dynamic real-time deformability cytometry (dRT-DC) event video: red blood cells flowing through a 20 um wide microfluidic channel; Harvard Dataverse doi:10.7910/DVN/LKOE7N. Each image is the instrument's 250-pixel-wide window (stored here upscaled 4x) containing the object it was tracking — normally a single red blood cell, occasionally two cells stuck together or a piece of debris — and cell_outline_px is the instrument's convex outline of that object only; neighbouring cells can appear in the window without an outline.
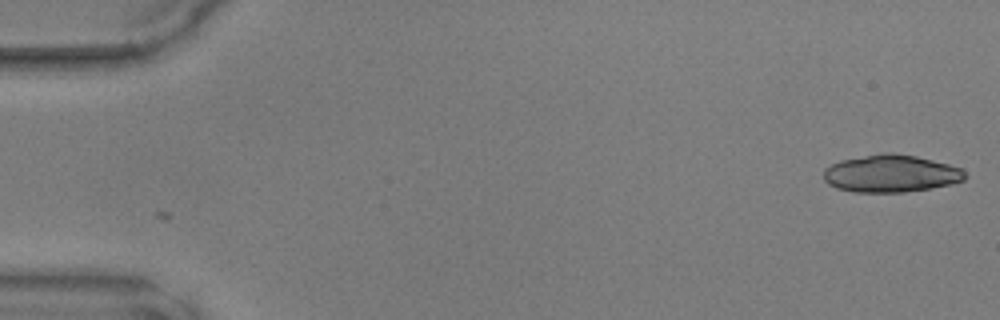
{"species": "common noctule bat (a hibernating species)", "species_latin": "Nyctalus noctula", "temperature_condition": "warm", "stored_images_in_passage": 47, "camera_frame_rate_fps": 3000, "um_per_image_px": 0.085, "animal": {"sex": "male", "body_mass_g": 17.9, "forearm_length_mm": 54.2}, "frame": {"image": 1, "passage_image": 1, "time_ms": 0.0, "image_size_px": [1000, 320], "cell_outline_px": [[968, 176], [964, 180], [952, 184], [932, 188], [904, 192], [852, 192], [836, 188], [828, 184], [824, 180], [824, 168], [840, 160], [884, 152], [892, 152], [916, 156], [948, 164], [960, 168]], "centroid_in_image_um": [75.72, 14.75], "position_along_channel_um": 9.3, "area_um2": 30.98}}